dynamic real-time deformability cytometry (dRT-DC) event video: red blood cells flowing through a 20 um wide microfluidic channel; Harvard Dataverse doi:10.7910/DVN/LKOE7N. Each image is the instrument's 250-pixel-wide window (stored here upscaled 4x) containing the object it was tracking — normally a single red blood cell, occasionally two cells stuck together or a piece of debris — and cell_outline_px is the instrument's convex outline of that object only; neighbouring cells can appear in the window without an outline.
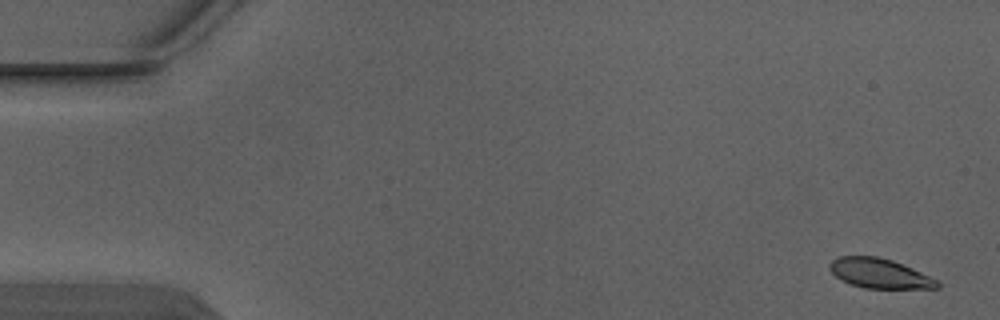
{"species": "Egyptian fruit bat (a non-hibernating species)", "species_latin": "Rousettus aegyptiacus", "temperature_condition": "warm", "stored_images_in_passage": 5, "segment_of_instrument_passage": [1, 2], "camera_frame_rate_fps": 3000, "um_per_image_px": 0.085, "animal": {"sex": "male"}, "frame": {"image": 1, "passage_image": 1, "time_ms": 0.0, "image_size_px": [1000, 320], "cell_outline_px": [[940, 288], [864, 288], [852, 284], [836, 276], [828, 268], [828, 264], [832, 260], [840, 256], [876, 256], [892, 260], [912, 268], [936, 280], [940, 284]], "centroid_in_image_um": [74.74, 23.23], "position_along_channel_um": 10.3, "area_um2": 18.32}}
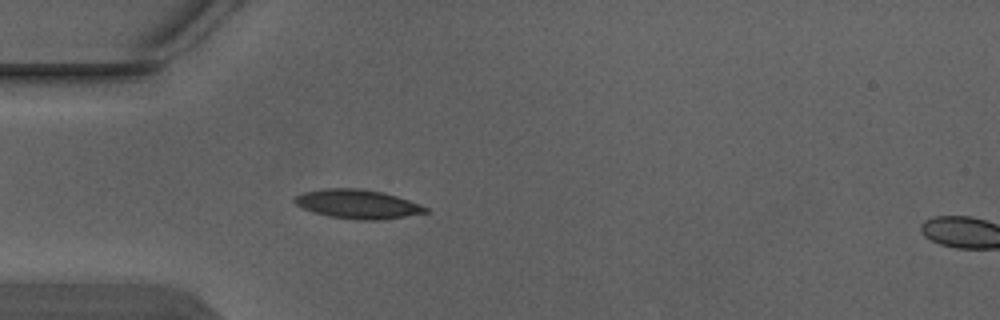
{"frame": {"image": 2, "passage_image": 4, "time_ms": 1.0, "image_size_px": [1000, 320], "cell_outline_px": [[428, 212], [384, 220], [356, 220], [328, 216], [312, 212], [296, 204], [292, 200], [296, 196], [304, 192], [324, 188], [360, 188], [380, 192], [396, 196], [420, 204], [428, 208]], "centroid_in_image_um": [30.39, 17.35], "position_along_channel_um": 54.6, "area_um2": 22.14}}